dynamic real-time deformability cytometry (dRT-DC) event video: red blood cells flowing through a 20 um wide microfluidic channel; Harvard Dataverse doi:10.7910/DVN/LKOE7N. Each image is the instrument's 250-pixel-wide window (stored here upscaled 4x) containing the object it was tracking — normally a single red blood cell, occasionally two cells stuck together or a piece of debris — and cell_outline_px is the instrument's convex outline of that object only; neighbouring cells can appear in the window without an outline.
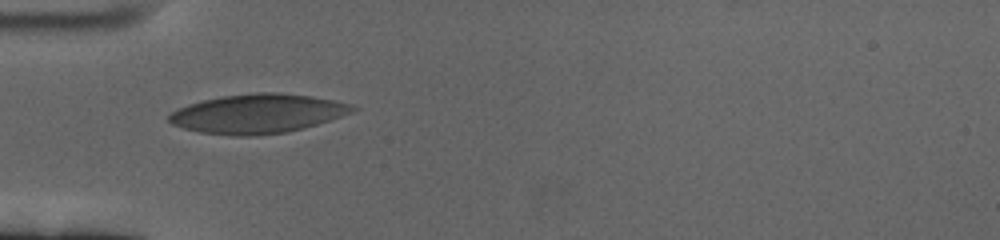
{"species": "human", "species_latin": "Homo sapiens", "temperature_condition": "cold", "stored_images_in_passage": 42, "camera_frame_rate_fps": 3000, "um_per_image_px": 0.085, "donor": {"sex": "female"}, "frame": {"image": 1, "passage_image": 1, "time_ms": 0.0, "image_size_px": [1000, 240], "cell_outline_px": [[360, 108], [352, 112], [304, 128], [288, 132], [256, 136], [232, 136], [200, 132], [184, 128], [172, 124], [168, 120], [168, 116], [172, 112], [188, 104], [204, 100], [224, 96], [256, 92], [276, 92], [312, 96], [352, 104]], "centroid_in_image_um": [21.91, 9.67], "position_along_channel_um": 63.1, "area_um2": 41.79}}
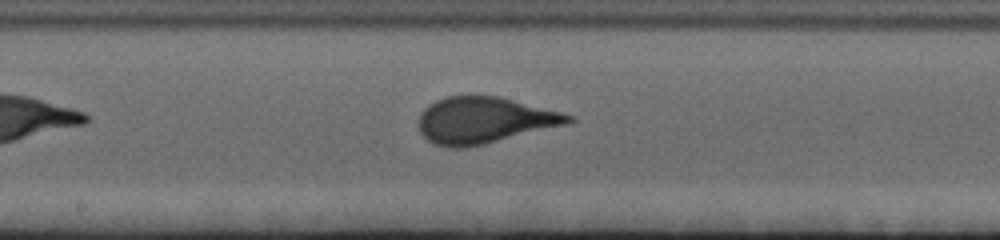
{"frame": {"image": 2, "passage_image": 14, "time_ms": 4.333, "image_size_px": [1000, 240], "cell_outline_px": [[576, 120], [568, 124], [484, 144], [464, 148], [448, 148], [436, 144], [428, 140], [420, 132], [420, 116], [424, 108], [428, 104], [436, 100], [448, 96], [500, 96], [576, 116]], "centroid_in_image_um": [41.18, 10.22], "position_along_channel_um": 207.0, "area_um2": 40.34}}
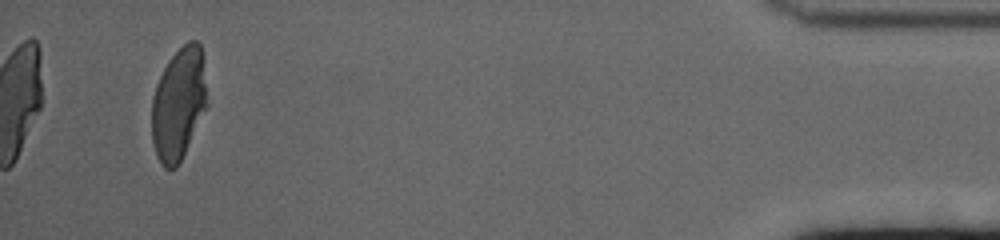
{"frame": {"image": 3, "passage_image": 39, "time_ms": 12.667, "image_size_px": [1000, 240], "cell_outline_px": [[208, 104], [176, 168], [164, 168], [160, 164], [156, 156], [152, 144], [152, 100], [156, 84], [168, 60], [188, 40], [196, 40], [200, 44], [204, 56]], "centroid_in_image_um": [15.19, 8.79], "position_along_channel_um": 420.0, "area_um2": 36.36}, "authors_computed_cell_mechanics": {"area_um2": 39.1595, "velocity_mm_per_s": 3.374, "shape_relaxation_time_tau1_ms": 6.421, "shape_relaxation_time_tau2_ms": null, "deformation_change_tau1": 0.2096, "deformation_change_tau2": null}}